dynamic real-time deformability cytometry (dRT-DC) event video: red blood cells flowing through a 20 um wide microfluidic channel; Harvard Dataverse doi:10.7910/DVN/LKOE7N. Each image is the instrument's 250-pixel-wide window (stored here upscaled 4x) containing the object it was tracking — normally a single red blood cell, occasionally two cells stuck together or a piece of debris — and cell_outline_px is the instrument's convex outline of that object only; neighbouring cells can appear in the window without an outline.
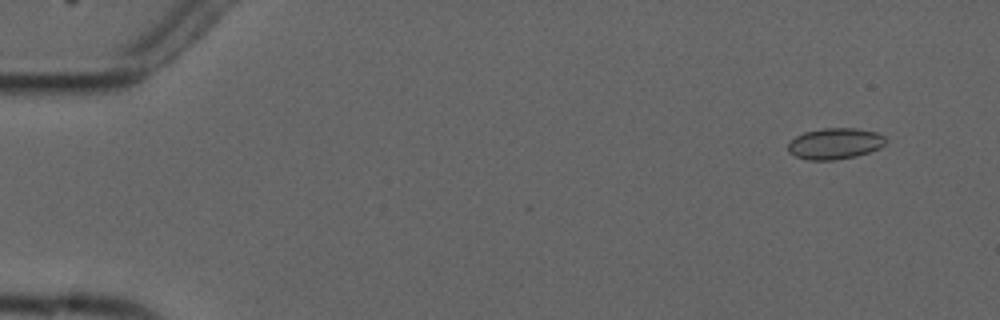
{"species": "common noctule bat (a hibernating species)", "species_latin": "Nyctalus noctula", "temperature_condition": "cold", "stored_images_in_passage": 5, "camera_frame_rate_fps": 3000, "um_per_image_px": 0.085, "animal": {"sex": "male", "forearm_length_mm": 52.5}, "frame": {"image": 1, "passage_image": 1, "time_ms": 0.0, "image_size_px": [1000, 320], "cell_outline_px": [[888, 140], [880, 148], [856, 156], [836, 160], [808, 160], [796, 156], [788, 152], [788, 144], [796, 136], [804, 132], [824, 128], [856, 128], [876, 132], [884, 136]], "centroid_in_image_um": [70.98, 12.2], "position_along_channel_um": 14.0, "area_um2": 17.74}}